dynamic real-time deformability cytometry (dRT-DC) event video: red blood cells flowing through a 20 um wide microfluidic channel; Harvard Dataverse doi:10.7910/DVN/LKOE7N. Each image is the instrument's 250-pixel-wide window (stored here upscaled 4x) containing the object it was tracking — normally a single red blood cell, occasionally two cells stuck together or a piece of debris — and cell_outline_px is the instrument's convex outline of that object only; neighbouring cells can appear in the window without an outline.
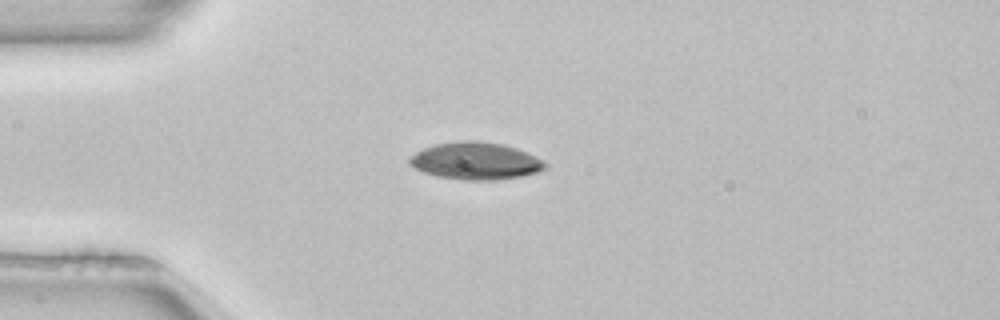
{"species": "common noctule bat (a hibernating species)", "species_latin": "Nyctalus noctula", "temperature_condition": "room temperature", "stored_images_in_passage": 4, "camera_frame_rate_fps": 3000, "um_per_image_px": 0.085, "animal": {"sex": "female", "body_mass_g": 22.7, "forearm_length_mm": 54.2}, "frame": {"image": 1, "passage_image": 3, "time_ms": 0.667, "image_size_px": [1000, 320], "cell_outline_px": [[548, 164], [544, 168], [536, 172], [520, 176], [496, 180], [460, 180], [436, 176], [424, 172], [416, 168], [408, 160], [416, 152], [424, 148], [436, 144], [464, 140], [472, 140], [504, 144], [528, 152]], "centroid_in_image_um": [40.44, 13.68], "position_along_channel_um": 44.6, "area_um2": 29.19}}
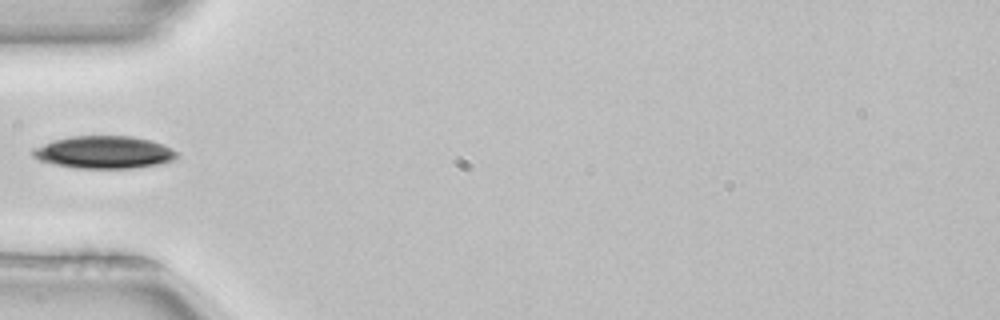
{"frame": {"image": 2, "passage_image": 4, "time_ms": 1.0, "image_size_px": [1000, 320], "cell_outline_px": [[176, 160], [156, 164], [132, 168], [76, 168], [56, 164], [40, 160], [32, 156], [32, 148], [52, 140], [72, 136], [132, 136], [152, 140], [164, 144], [172, 148], [176, 152]], "centroid_in_image_um": [8.85, 12.93], "position_along_channel_um": 76.2, "area_um2": 27.28}}